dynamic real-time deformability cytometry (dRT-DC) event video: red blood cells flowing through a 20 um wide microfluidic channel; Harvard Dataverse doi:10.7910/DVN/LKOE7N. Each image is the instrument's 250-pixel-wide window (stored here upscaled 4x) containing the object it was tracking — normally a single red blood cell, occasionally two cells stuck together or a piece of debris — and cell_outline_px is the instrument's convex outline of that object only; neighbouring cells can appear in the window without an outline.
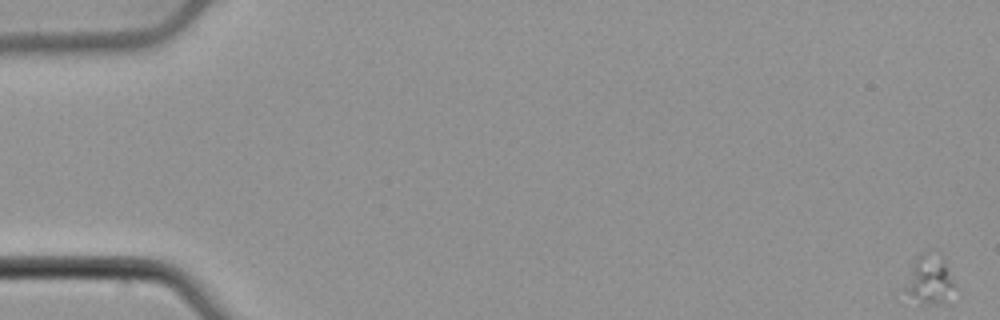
{"species": "common noctule bat (a hibernating species)", "species_latin": "Nyctalus noctula", "temperature_condition": "cold", "stored_images_in_passage": 57, "camera_frame_rate_fps": 3000, "um_per_image_px": 0.085, "animal": {"sex": "male", "body_mass_g": 21.5, "forearm_length_mm": 52.0}, "frame": {"image": 1, "passage_image": 1, "time_ms": 0.0, "image_size_px": [1000, 320], "cell_outline_px": [[952, 284], [944, 304], [920, 304], [904, 288], [916, 256], [928, 248], [936, 248], [940, 252], [944, 260], [952, 280]], "centroid_in_image_um": [78.99, 23.66], "position_along_channel_um": 6.0, "area_um2": 13.93}}
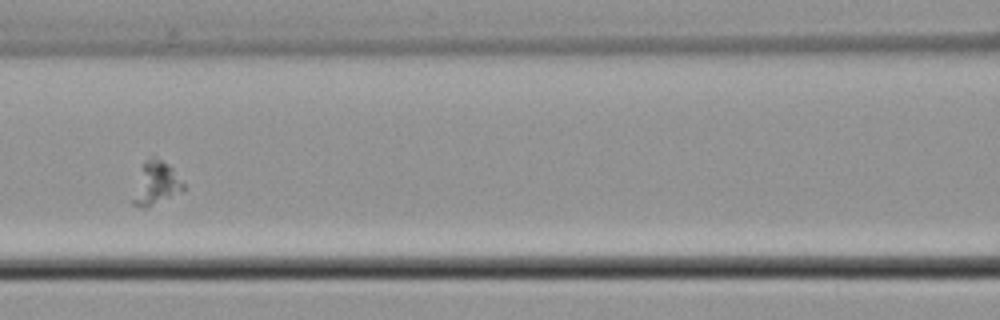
{"frame": {"image": 2, "passage_image": 27, "time_ms": 8.667, "image_size_px": [1000, 320], "cell_outline_px": [[184, 192], [144, 208], [132, 204], [132, 200], [144, 164], [148, 160], [160, 160], [168, 164], [172, 168], [184, 184]], "centroid_in_image_um": [13.32, 15.65], "position_along_channel_um": 153.3, "area_um2": 11.91}}
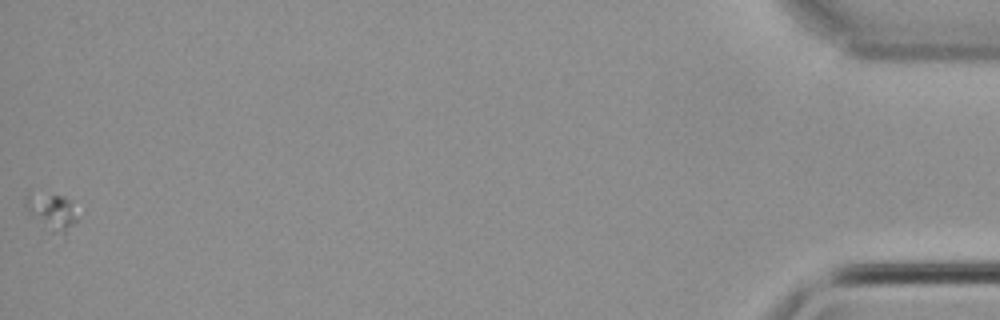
{"frame": {"image": 3, "passage_image": 57, "time_ms": 18.667, "image_size_px": [1000, 320], "cell_outline_px": [[76, 220], [64, 240], [52, 232], [28, 212], [24, 204], [24, 200], [28, 192], [64, 196], [68, 200]], "centroid_in_image_um": [4.36, 18.04], "position_along_channel_um": 430.8, "area_um2": 10.92}}